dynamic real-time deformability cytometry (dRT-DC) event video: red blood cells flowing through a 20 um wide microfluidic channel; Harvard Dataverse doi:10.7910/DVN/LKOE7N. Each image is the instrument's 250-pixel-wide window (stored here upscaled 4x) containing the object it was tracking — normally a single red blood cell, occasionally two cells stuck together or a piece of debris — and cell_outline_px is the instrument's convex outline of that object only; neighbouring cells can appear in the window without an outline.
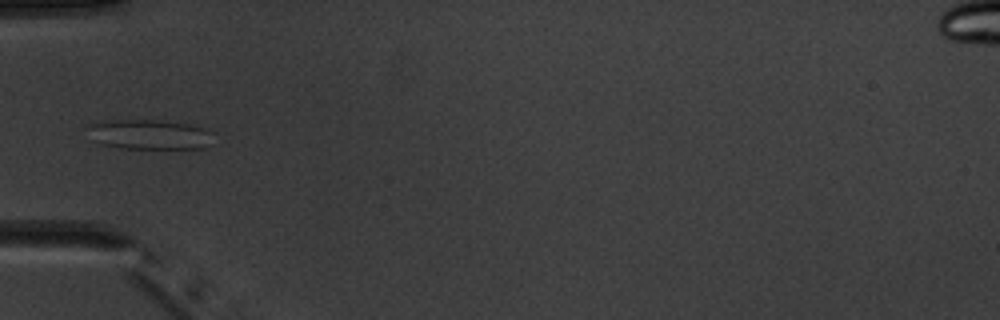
{"species": "common noctule bat (a hibernating species)", "species_latin": "Nyctalus noctula", "temperature_condition": "warm", "stored_images_in_passage": 5, "camera_frame_rate_fps": 3000, "um_per_image_px": 0.085, "animal": {"sex": "male", "body_mass_g": 20.1, "forearm_length_mm": 53.5}, "frame": {"image": 1, "passage_image": 5, "time_ms": 4.667, "image_size_px": [1000, 320], "cell_outline_px": [[212, 132], [208, 144], [204, 148], [120, 148], [100, 144], [92, 140], [84, 128], [88, 124], [112, 120], [152, 120], [192, 124], [204, 128]], "centroid_in_image_um": [12.61, 11.42], "position_along_channel_um": 72.4, "area_um2": 21.91}}